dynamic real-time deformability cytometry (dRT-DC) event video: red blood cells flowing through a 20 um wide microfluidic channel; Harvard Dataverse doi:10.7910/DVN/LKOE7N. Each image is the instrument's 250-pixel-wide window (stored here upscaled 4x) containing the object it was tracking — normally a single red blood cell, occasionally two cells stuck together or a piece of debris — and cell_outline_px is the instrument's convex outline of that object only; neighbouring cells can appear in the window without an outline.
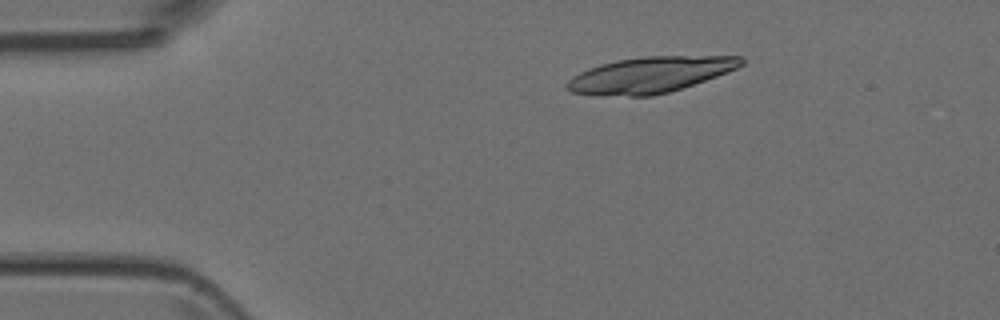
{"species": "Egyptian fruit bat (a non-hibernating species)", "species_latin": "Rousettus aegyptiacus", "temperature_condition": "room temperature", "stored_images_in_passage": 4, "camera_frame_rate_fps": 3000, "um_per_image_px": 0.085, "animal": {"sex": "female"}, "frame": {"image": 1, "passage_image": 1, "time_ms": 0.0, "image_size_px": [1000, 320], "cell_outline_px": [[744, 64], [736, 68], [716, 76], [668, 92], [652, 96], [592, 96], [572, 92], [564, 88], [564, 84], [572, 76], [588, 68], [600, 64], [616, 60], [644, 56], [744, 56]], "centroid_in_image_um": [55.18, 6.36], "position_along_channel_um": 29.8, "area_um2": 36.59}}